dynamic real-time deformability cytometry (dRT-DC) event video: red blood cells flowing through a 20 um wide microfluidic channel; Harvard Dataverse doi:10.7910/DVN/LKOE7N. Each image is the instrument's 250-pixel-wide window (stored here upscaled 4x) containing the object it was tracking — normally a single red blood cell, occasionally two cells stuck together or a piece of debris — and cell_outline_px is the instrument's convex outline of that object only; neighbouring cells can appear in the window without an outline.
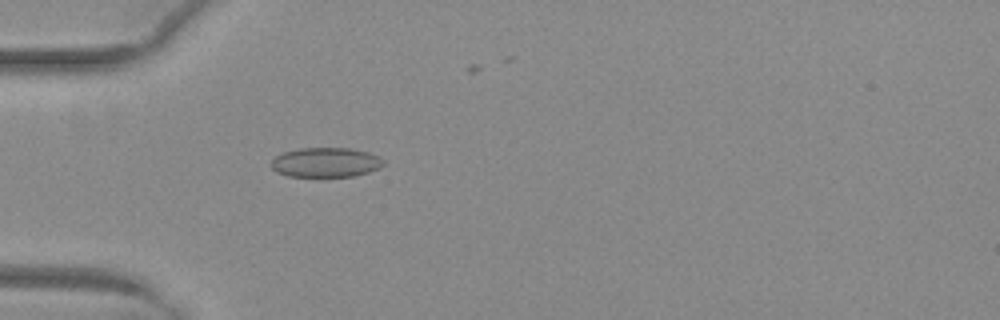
{"species": "common noctule bat (a hibernating species)", "species_latin": "Nyctalus noctula", "temperature_condition": "warm", "stored_images_in_passage": 41, "camera_frame_rate_fps": 3000, "um_per_image_px": 0.085, "animal": {"sex": "female", "body_mass_g": 29.2, "forearm_length_mm": 56.3}, "frame": {"image": 1, "passage_image": 13, "time_ms": 4.0, "image_size_px": [1000, 320], "cell_outline_px": [[384, 164], [380, 168], [368, 172], [352, 176], [288, 176], [276, 172], [272, 168], [272, 160], [276, 156], [284, 152], [300, 148], [348, 148], [368, 152], [380, 156], [384, 160]], "centroid_in_image_um": [27.71, 13.8], "position_along_channel_um": 57.3, "area_um2": 19.31}}
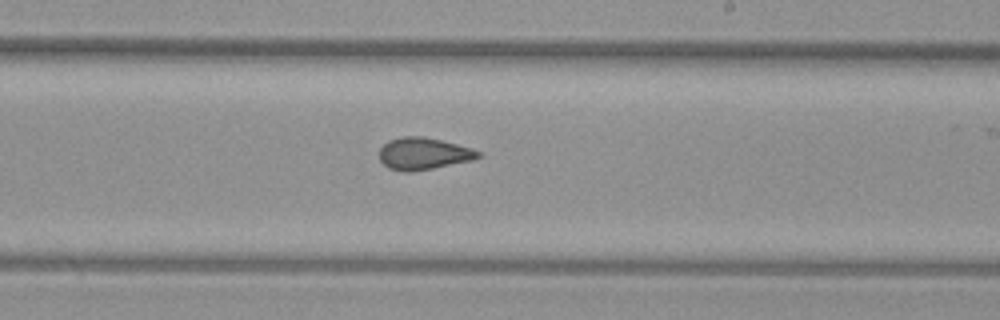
{"frame": {"image": 2, "passage_image": 28, "time_ms": 9.0, "image_size_px": [1000, 320], "cell_outline_px": [[484, 156], [472, 160], [432, 168], [408, 172], [404, 172], [388, 168], [380, 160], [380, 148], [388, 140], [404, 136], [424, 136], [472, 148], [484, 152]], "centroid_in_image_um": [36.03, 13.05], "position_along_channel_um": 253.0, "area_um2": 18.5}}
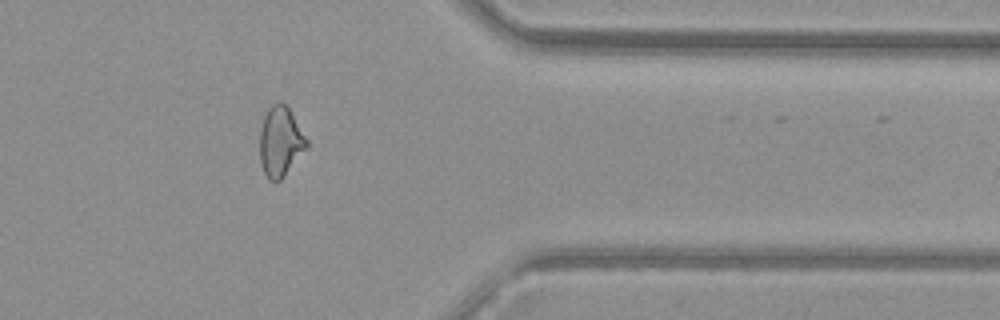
{"frame": {"image": 3, "passage_image": 39, "time_ms": 12.667, "image_size_px": [1000, 320], "cell_outline_px": [[308, 148], [284, 176], [280, 180], [268, 180], [260, 164], [260, 128], [264, 116], [268, 108], [272, 104], [280, 100], [292, 112], [308, 140]], "centroid_in_image_um": [23.84, 12.02], "position_along_channel_um": 387.6, "area_um2": 19.31}}